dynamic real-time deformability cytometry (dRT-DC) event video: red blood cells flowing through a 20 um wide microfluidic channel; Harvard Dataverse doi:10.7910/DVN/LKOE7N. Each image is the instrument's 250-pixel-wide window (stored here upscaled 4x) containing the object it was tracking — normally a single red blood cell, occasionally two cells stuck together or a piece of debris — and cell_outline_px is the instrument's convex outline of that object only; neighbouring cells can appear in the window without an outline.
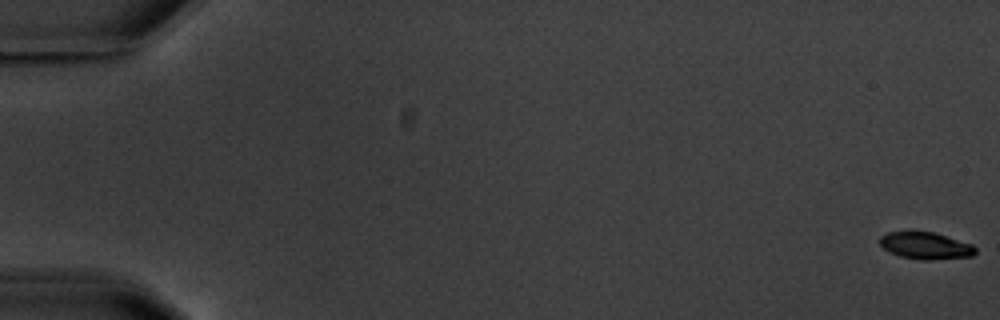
{"species": "common noctule bat (a hibernating species)", "species_latin": "Nyctalus noctula", "temperature_condition": "warm", "stored_images_in_passage": 6, "camera_frame_rate_fps": 3000, "um_per_image_px": 0.085, "animal": {"sex": "male", "body_mass_g": 20.1, "forearm_length_mm": 53.5}, "frame": {"image": 1, "passage_image": 1, "time_ms": 0.0, "image_size_px": [1000, 320], "cell_outline_px": [[976, 252], [972, 256], [924, 260], [920, 260], [900, 256], [888, 252], [880, 244], [880, 236], [888, 232], [932, 232], [972, 244], [976, 248]], "centroid_in_image_um": [78.66, 20.89], "position_along_channel_um": 6.3, "area_um2": 14.8}}